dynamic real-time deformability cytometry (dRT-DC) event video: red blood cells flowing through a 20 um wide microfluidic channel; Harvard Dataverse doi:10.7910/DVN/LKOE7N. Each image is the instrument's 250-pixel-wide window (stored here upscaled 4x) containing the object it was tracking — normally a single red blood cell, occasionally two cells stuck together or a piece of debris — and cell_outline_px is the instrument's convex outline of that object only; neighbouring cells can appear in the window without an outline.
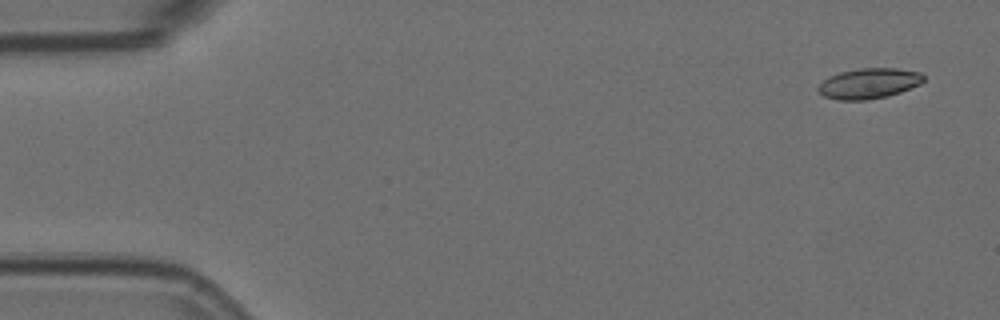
{"species": "Egyptian fruit bat (a non-hibernating species)", "species_latin": "Rousettus aegyptiacus", "temperature_condition": "room temperature", "stored_images_in_passage": 7, "camera_frame_rate_fps": 3000, "um_per_image_px": 0.085, "animal": {"sex": "female"}, "frame": {"image": 1, "passage_image": 1, "time_ms": 0.0, "image_size_px": [1000, 320], "cell_outline_px": [[924, 80], [920, 84], [900, 92], [888, 96], [868, 100], [840, 100], [824, 96], [816, 88], [828, 76], [840, 72], [860, 68], [896, 68], [920, 72], [924, 76]], "centroid_in_image_um": [73.86, 7.09], "position_along_channel_um": 11.1, "area_um2": 18.67}}
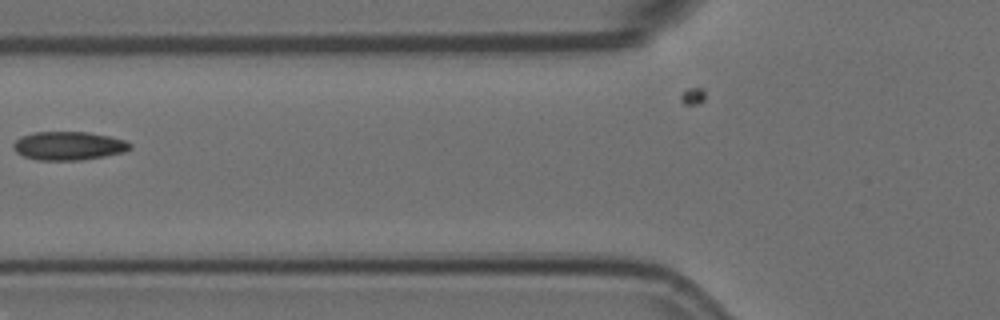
{"frame": {"image": 2, "passage_image": 5, "time_ms": 1.333, "image_size_px": [1000, 320], "cell_outline_px": [[132, 148], [124, 152], [104, 156], [80, 160], [36, 160], [24, 156], [16, 152], [12, 148], [12, 144], [20, 136], [36, 132], [88, 132], [108, 136], [124, 140], [132, 144]], "centroid_in_image_um": [5.81, 12.39], "position_along_channel_um": 120.0, "area_um2": 19.42}}
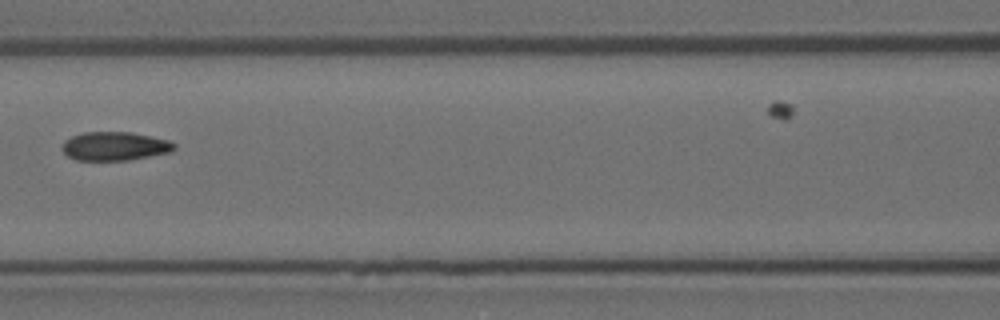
{"frame": {"image": 3, "passage_image": 6, "time_ms": 1.667, "image_size_px": [1000, 320], "cell_outline_px": [[176, 148], [172, 152], [128, 160], [76, 160], [68, 156], [60, 148], [64, 140], [72, 136], [84, 132], [132, 132], [168, 140], [176, 144]], "centroid_in_image_um": [9.75, 12.42], "position_along_channel_um": 156.9, "area_um2": 18.84}}